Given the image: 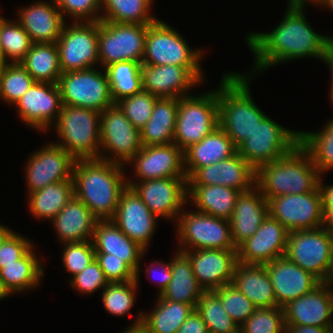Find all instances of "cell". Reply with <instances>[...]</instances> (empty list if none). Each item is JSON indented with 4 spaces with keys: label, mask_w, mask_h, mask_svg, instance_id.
I'll use <instances>...</instances> for the list:
<instances>
[{
    "label": "cell",
    "mask_w": 333,
    "mask_h": 333,
    "mask_svg": "<svg viewBox=\"0 0 333 333\" xmlns=\"http://www.w3.org/2000/svg\"><path fill=\"white\" fill-rule=\"evenodd\" d=\"M158 266L157 267V269L158 268H162V269H158V271L159 270H161V272H160V280H159V295H161V293L168 287V285H169V282L171 281V279H172V272H171V262H169V263H166L165 265H163L162 264V262L160 263V261L158 262H154V263H152V267L150 266L149 267V269H146V272L147 273H149V274H151V273H153L154 272V270H156V269H154L153 270V268H154V266ZM154 274V273H153Z\"/></svg>",
    "instance_id": "56"
},
{
    "label": "cell",
    "mask_w": 333,
    "mask_h": 333,
    "mask_svg": "<svg viewBox=\"0 0 333 333\" xmlns=\"http://www.w3.org/2000/svg\"><path fill=\"white\" fill-rule=\"evenodd\" d=\"M279 307L285 306L317 287L321 282L285 256L265 264Z\"/></svg>",
    "instance_id": "25"
},
{
    "label": "cell",
    "mask_w": 333,
    "mask_h": 333,
    "mask_svg": "<svg viewBox=\"0 0 333 333\" xmlns=\"http://www.w3.org/2000/svg\"><path fill=\"white\" fill-rule=\"evenodd\" d=\"M331 285L329 282H321L311 292L283 306L285 326L333 327Z\"/></svg>",
    "instance_id": "18"
},
{
    "label": "cell",
    "mask_w": 333,
    "mask_h": 333,
    "mask_svg": "<svg viewBox=\"0 0 333 333\" xmlns=\"http://www.w3.org/2000/svg\"><path fill=\"white\" fill-rule=\"evenodd\" d=\"M32 245L29 239L10 229L0 240V269L21 259Z\"/></svg>",
    "instance_id": "52"
},
{
    "label": "cell",
    "mask_w": 333,
    "mask_h": 333,
    "mask_svg": "<svg viewBox=\"0 0 333 333\" xmlns=\"http://www.w3.org/2000/svg\"><path fill=\"white\" fill-rule=\"evenodd\" d=\"M134 163L138 182L157 178L187 177L184 169V152L175 144L142 146L128 162Z\"/></svg>",
    "instance_id": "21"
},
{
    "label": "cell",
    "mask_w": 333,
    "mask_h": 333,
    "mask_svg": "<svg viewBox=\"0 0 333 333\" xmlns=\"http://www.w3.org/2000/svg\"><path fill=\"white\" fill-rule=\"evenodd\" d=\"M153 0H101L105 13L101 21L131 24H153L158 19L151 15Z\"/></svg>",
    "instance_id": "40"
},
{
    "label": "cell",
    "mask_w": 333,
    "mask_h": 333,
    "mask_svg": "<svg viewBox=\"0 0 333 333\" xmlns=\"http://www.w3.org/2000/svg\"><path fill=\"white\" fill-rule=\"evenodd\" d=\"M320 177L318 187L322 197V206H333V185H325Z\"/></svg>",
    "instance_id": "58"
},
{
    "label": "cell",
    "mask_w": 333,
    "mask_h": 333,
    "mask_svg": "<svg viewBox=\"0 0 333 333\" xmlns=\"http://www.w3.org/2000/svg\"><path fill=\"white\" fill-rule=\"evenodd\" d=\"M138 282L136 280L126 282L109 283L102 293V303L107 312L114 316H124L135 305V293Z\"/></svg>",
    "instance_id": "46"
},
{
    "label": "cell",
    "mask_w": 333,
    "mask_h": 333,
    "mask_svg": "<svg viewBox=\"0 0 333 333\" xmlns=\"http://www.w3.org/2000/svg\"><path fill=\"white\" fill-rule=\"evenodd\" d=\"M329 67L332 73V83H331V91H330V97L333 95V39L329 42L326 50V55L323 60Z\"/></svg>",
    "instance_id": "60"
},
{
    "label": "cell",
    "mask_w": 333,
    "mask_h": 333,
    "mask_svg": "<svg viewBox=\"0 0 333 333\" xmlns=\"http://www.w3.org/2000/svg\"><path fill=\"white\" fill-rule=\"evenodd\" d=\"M268 214V200L256 185L239 194L229 220L231 238L236 248L256 233Z\"/></svg>",
    "instance_id": "27"
},
{
    "label": "cell",
    "mask_w": 333,
    "mask_h": 333,
    "mask_svg": "<svg viewBox=\"0 0 333 333\" xmlns=\"http://www.w3.org/2000/svg\"><path fill=\"white\" fill-rule=\"evenodd\" d=\"M65 250L62 254L66 271L73 276L82 272L95 260V249L92 241L64 243Z\"/></svg>",
    "instance_id": "50"
},
{
    "label": "cell",
    "mask_w": 333,
    "mask_h": 333,
    "mask_svg": "<svg viewBox=\"0 0 333 333\" xmlns=\"http://www.w3.org/2000/svg\"><path fill=\"white\" fill-rule=\"evenodd\" d=\"M289 231L270 214L250 238L237 247L238 262L266 264L284 256Z\"/></svg>",
    "instance_id": "22"
},
{
    "label": "cell",
    "mask_w": 333,
    "mask_h": 333,
    "mask_svg": "<svg viewBox=\"0 0 333 333\" xmlns=\"http://www.w3.org/2000/svg\"><path fill=\"white\" fill-rule=\"evenodd\" d=\"M288 3H292V4H305V2H313V3H317L318 0H288Z\"/></svg>",
    "instance_id": "65"
},
{
    "label": "cell",
    "mask_w": 333,
    "mask_h": 333,
    "mask_svg": "<svg viewBox=\"0 0 333 333\" xmlns=\"http://www.w3.org/2000/svg\"><path fill=\"white\" fill-rule=\"evenodd\" d=\"M316 4L320 5L322 7H324V6L329 7L333 11V0H318V2Z\"/></svg>",
    "instance_id": "63"
},
{
    "label": "cell",
    "mask_w": 333,
    "mask_h": 333,
    "mask_svg": "<svg viewBox=\"0 0 333 333\" xmlns=\"http://www.w3.org/2000/svg\"><path fill=\"white\" fill-rule=\"evenodd\" d=\"M141 148L140 130L125 117L117 104L101 112L100 149L106 152H100V159L126 165ZM107 151L113 156H106Z\"/></svg>",
    "instance_id": "12"
},
{
    "label": "cell",
    "mask_w": 333,
    "mask_h": 333,
    "mask_svg": "<svg viewBox=\"0 0 333 333\" xmlns=\"http://www.w3.org/2000/svg\"><path fill=\"white\" fill-rule=\"evenodd\" d=\"M170 261L172 279L161 296L166 300L189 304L195 308L204 290L194 276L189 257L179 251Z\"/></svg>",
    "instance_id": "35"
},
{
    "label": "cell",
    "mask_w": 333,
    "mask_h": 333,
    "mask_svg": "<svg viewBox=\"0 0 333 333\" xmlns=\"http://www.w3.org/2000/svg\"><path fill=\"white\" fill-rule=\"evenodd\" d=\"M15 105L21 120L42 131L57 121L63 106L58 84L44 82H35Z\"/></svg>",
    "instance_id": "20"
},
{
    "label": "cell",
    "mask_w": 333,
    "mask_h": 333,
    "mask_svg": "<svg viewBox=\"0 0 333 333\" xmlns=\"http://www.w3.org/2000/svg\"><path fill=\"white\" fill-rule=\"evenodd\" d=\"M333 327L286 326V333H332Z\"/></svg>",
    "instance_id": "57"
},
{
    "label": "cell",
    "mask_w": 333,
    "mask_h": 333,
    "mask_svg": "<svg viewBox=\"0 0 333 333\" xmlns=\"http://www.w3.org/2000/svg\"><path fill=\"white\" fill-rule=\"evenodd\" d=\"M331 236V253H330V264H329V274L328 282L333 285V232H330Z\"/></svg>",
    "instance_id": "61"
},
{
    "label": "cell",
    "mask_w": 333,
    "mask_h": 333,
    "mask_svg": "<svg viewBox=\"0 0 333 333\" xmlns=\"http://www.w3.org/2000/svg\"><path fill=\"white\" fill-rule=\"evenodd\" d=\"M108 284L109 282L96 259L82 272L72 276L71 279V286L83 294H92L100 288L104 289Z\"/></svg>",
    "instance_id": "53"
},
{
    "label": "cell",
    "mask_w": 333,
    "mask_h": 333,
    "mask_svg": "<svg viewBox=\"0 0 333 333\" xmlns=\"http://www.w3.org/2000/svg\"><path fill=\"white\" fill-rule=\"evenodd\" d=\"M8 64V61H6L4 54L2 52V49L0 47V71L3 69L4 66Z\"/></svg>",
    "instance_id": "64"
},
{
    "label": "cell",
    "mask_w": 333,
    "mask_h": 333,
    "mask_svg": "<svg viewBox=\"0 0 333 333\" xmlns=\"http://www.w3.org/2000/svg\"><path fill=\"white\" fill-rule=\"evenodd\" d=\"M286 14L269 33L247 35L249 49L254 53L255 71H262L281 62L302 57L324 60L331 36L313 31L305 17L306 4L288 3Z\"/></svg>",
    "instance_id": "1"
},
{
    "label": "cell",
    "mask_w": 333,
    "mask_h": 333,
    "mask_svg": "<svg viewBox=\"0 0 333 333\" xmlns=\"http://www.w3.org/2000/svg\"><path fill=\"white\" fill-rule=\"evenodd\" d=\"M63 26L56 42L62 73L93 68L99 63V21Z\"/></svg>",
    "instance_id": "14"
},
{
    "label": "cell",
    "mask_w": 333,
    "mask_h": 333,
    "mask_svg": "<svg viewBox=\"0 0 333 333\" xmlns=\"http://www.w3.org/2000/svg\"><path fill=\"white\" fill-rule=\"evenodd\" d=\"M97 221L89 208L75 196L51 220L61 243L92 241Z\"/></svg>",
    "instance_id": "31"
},
{
    "label": "cell",
    "mask_w": 333,
    "mask_h": 333,
    "mask_svg": "<svg viewBox=\"0 0 333 333\" xmlns=\"http://www.w3.org/2000/svg\"><path fill=\"white\" fill-rule=\"evenodd\" d=\"M179 98H157L148 122L140 129L142 146L174 142Z\"/></svg>",
    "instance_id": "34"
},
{
    "label": "cell",
    "mask_w": 333,
    "mask_h": 333,
    "mask_svg": "<svg viewBox=\"0 0 333 333\" xmlns=\"http://www.w3.org/2000/svg\"><path fill=\"white\" fill-rule=\"evenodd\" d=\"M10 230L7 226H3L0 224V240L4 237V235Z\"/></svg>",
    "instance_id": "66"
},
{
    "label": "cell",
    "mask_w": 333,
    "mask_h": 333,
    "mask_svg": "<svg viewBox=\"0 0 333 333\" xmlns=\"http://www.w3.org/2000/svg\"><path fill=\"white\" fill-rule=\"evenodd\" d=\"M155 216L132 187L127 186L121 193L119 204L112 221L119 229L141 248L147 251L155 232Z\"/></svg>",
    "instance_id": "19"
},
{
    "label": "cell",
    "mask_w": 333,
    "mask_h": 333,
    "mask_svg": "<svg viewBox=\"0 0 333 333\" xmlns=\"http://www.w3.org/2000/svg\"><path fill=\"white\" fill-rule=\"evenodd\" d=\"M183 252L189 257L194 276L204 291L232 283L238 263L237 250L195 249Z\"/></svg>",
    "instance_id": "23"
},
{
    "label": "cell",
    "mask_w": 333,
    "mask_h": 333,
    "mask_svg": "<svg viewBox=\"0 0 333 333\" xmlns=\"http://www.w3.org/2000/svg\"><path fill=\"white\" fill-rule=\"evenodd\" d=\"M213 291L219 296L224 310L239 327L255 312L253 303L232 283Z\"/></svg>",
    "instance_id": "48"
},
{
    "label": "cell",
    "mask_w": 333,
    "mask_h": 333,
    "mask_svg": "<svg viewBox=\"0 0 333 333\" xmlns=\"http://www.w3.org/2000/svg\"><path fill=\"white\" fill-rule=\"evenodd\" d=\"M21 63L36 82L57 84L62 75L56 43H32Z\"/></svg>",
    "instance_id": "38"
},
{
    "label": "cell",
    "mask_w": 333,
    "mask_h": 333,
    "mask_svg": "<svg viewBox=\"0 0 333 333\" xmlns=\"http://www.w3.org/2000/svg\"><path fill=\"white\" fill-rule=\"evenodd\" d=\"M124 165L100 158L76 159L73 167L74 196L98 220H111L122 191L127 187Z\"/></svg>",
    "instance_id": "2"
},
{
    "label": "cell",
    "mask_w": 333,
    "mask_h": 333,
    "mask_svg": "<svg viewBox=\"0 0 333 333\" xmlns=\"http://www.w3.org/2000/svg\"><path fill=\"white\" fill-rule=\"evenodd\" d=\"M148 209L158 218H178L182 206L188 204L187 177L157 178L136 183L127 179Z\"/></svg>",
    "instance_id": "16"
},
{
    "label": "cell",
    "mask_w": 333,
    "mask_h": 333,
    "mask_svg": "<svg viewBox=\"0 0 333 333\" xmlns=\"http://www.w3.org/2000/svg\"><path fill=\"white\" fill-rule=\"evenodd\" d=\"M300 143V131L286 129L265 116L249 137L237 147V153L255 170L287 155Z\"/></svg>",
    "instance_id": "8"
},
{
    "label": "cell",
    "mask_w": 333,
    "mask_h": 333,
    "mask_svg": "<svg viewBox=\"0 0 333 333\" xmlns=\"http://www.w3.org/2000/svg\"><path fill=\"white\" fill-rule=\"evenodd\" d=\"M232 284L244 294L256 308L278 306L271 279L265 264L238 262Z\"/></svg>",
    "instance_id": "32"
},
{
    "label": "cell",
    "mask_w": 333,
    "mask_h": 333,
    "mask_svg": "<svg viewBox=\"0 0 333 333\" xmlns=\"http://www.w3.org/2000/svg\"><path fill=\"white\" fill-rule=\"evenodd\" d=\"M218 90L179 98L174 142L183 152L219 126Z\"/></svg>",
    "instance_id": "7"
},
{
    "label": "cell",
    "mask_w": 333,
    "mask_h": 333,
    "mask_svg": "<svg viewBox=\"0 0 333 333\" xmlns=\"http://www.w3.org/2000/svg\"><path fill=\"white\" fill-rule=\"evenodd\" d=\"M92 242L95 253H106L109 257L122 259L136 273L139 283V262L145 250L128 238L112 220L97 221Z\"/></svg>",
    "instance_id": "28"
},
{
    "label": "cell",
    "mask_w": 333,
    "mask_h": 333,
    "mask_svg": "<svg viewBox=\"0 0 333 333\" xmlns=\"http://www.w3.org/2000/svg\"><path fill=\"white\" fill-rule=\"evenodd\" d=\"M240 193L222 185H188L187 197L198 212L230 220Z\"/></svg>",
    "instance_id": "36"
},
{
    "label": "cell",
    "mask_w": 333,
    "mask_h": 333,
    "mask_svg": "<svg viewBox=\"0 0 333 333\" xmlns=\"http://www.w3.org/2000/svg\"><path fill=\"white\" fill-rule=\"evenodd\" d=\"M239 333H286L283 309L279 306L256 308L239 327Z\"/></svg>",
    "instance_id": "47"
},
{
    "label": "cell",
    "mask_w": 333,
    "mask_h": 333,
    "mask_svg": "<svg viewBox=\"0 0 333 333\" xmlns=\"http://www.w3.org/2000/svg\"><path fill=\"white\" fill-rule=\"evenodd\" d=\"M202 54V50L189 48L181 34L164 21L148 25L142 65L185 67L201 83L203 72L199 61Z\"/></svg>",
    "instance_id": "5"
},
{
    "label": "cell",
    "mask_w": 333,
    "mask_h": 333,
    "mask_svg": "<svg viewBox=\"0 0 333 333\" xmlns=\"http://www.w3.org/2000/svg\"><path fill=\"white\" fill-rule=\"evenodd\" d=\"M177 333H208V330L202 317L194 310L177 330Z\"/></svg>",
    "instance_id": "55"
},
{
    "label": "cell",
    "mask_w": 333,
    "mask_h": 333,
    "mask_svg": "<svg viewBox=\"0 0 333 333\" xmlns=\"http://www.w3.org/2000/svg\"><path fill=\"white\" fill-rule=\"evenodd\" d=\"M58 86L62 104L102 112L114 105L106 72L94 68L62 73Z\"/></svg>",
    "instance_id": "11"
},
{
    "label": "cell",
    "mask_w": 333,
    "mask_h": 333,
    "mask_svg": "<svg viewBox=\"0 0 333 333\" xmlns=\"http://www.w3.org/2000/svg\"><path fill=\"white\" fill-rule=\"evenodd\" d=\"M35 254L32 247L21 259L0 269V279L10 295L31 290L40 284L44 271Z\"/></svg>",
    "instance_id": "37"
},
{
    "label": "cell",
    "mask_w": 333,
    "mask_h": 333,
    "mask_svg": "<svg viewBox=\"0 0 333 333\" xmlns=\"http://www.w3.org/2000/svg\"><path fill=\"white\" fill-rule=\"evenodd\" d=\"M187 184L222 185L245 192L256 185V170L236 152L227 159L198 168Z\"/></svg>",
    "instance_id": "24"
},
{
    "label": "cell",
    "mask_w": 333,
    "mask_h": 333,
    "mask_svg": "<svg viewBox=\"0 0 333 333\" xmlns=\"http://www.w3.org/2000/svg\"><path fill=\"white\" fill-rule=\"evenodd\" d=\"M100 115L92 109L63 105L55 129L64 148L75 159L99 158Z\"/></svg>",
    "instance_id": "6"
},
{
    "label": "cell",
    "mask_w": 333,
    "mask_h": 333,
    "mask_svg": "<svg viewBox=\"0 0 333 333\" xmlns=\"http://www.w3.org/2000/svg\"><path fill=\"white\" fill-rule=\"evenodd\" d=\"M73 196V180L48 184L28 193L29 210L34 217L51 221Z\"/></svg>",
    "instance_id": "39"
},
{
    "label": "cell",
    "mask_w": 333,
    "mask_h": 333,
    "mask_svg": "<svg viewBox=\"0 0 333 333\" xmlns=\"http://www.w3.org/2000/svg\"><path fill=\"white\" fill-rule=\"evenodd\" d=\"M157 98L142 89L116 104L124 112L125 117L140 130L150 119Z\"/></svg>",
    "instance_id": "49"
},
{
    "label": "cell",
    "mask_w": 333,
    "mask_h": 333,
    "mask_svg": "<svg viewBox=\"0 0 333 333\" xmlns=\"http://www.w3.org/2000/svg\"><path fill=\"white\" fill-rule=\"evenodd\" d=\"M143 90L158 98H181L200 82L177 65H141ZM196 84V85H195Z\"/></svg>",
    "instance_id": "26"
},
{
    "label": "cell",
    "mask_w": 333,
    "mask_h": 333,
    "mask_svg": "<svg viewBox=\"0 0 333 333\" xmlns=\"http://www.w3.org/2000/svg\"><path fill=\"white\" fill-rule=\"evenodd\" d=\"M250 74H224L218 90L219 126L237 148L266 116L253 102L249 89Z\"/></svg>",
    "instance_id": "4"
},
{
    "label": "cell",
    "mask_w": 333,
    "mask_h": 333,
    "mask_svg": "<svg viewBox=\"0 0 333 333\" xmlns=\"http://www.w3.org/2000/svg\"><path fill=\"white\" fill-rule=\"evenodd\" d=\"M268 208L269 214L289 232L320 228L324 223L319 187L308 193L271 198Z\"/></svg>",
    "instance_id": "15"
},
{
    "label": "cell",
    "mask_w": 333,
    "mask_h": 333,
    "mask_svg": "<svg viewBox=\"0 0 333 333\" xmlns=\"http://www.w3.org/2000/svg\"><path fill=\"white\" fill-rule=\"evenodd\" d=\"M27 161L25 174L28 193L45 188L48 184L73 180L76 159L55 143L35 151Z\"/></svg>",
    "instance_id": "17"
},
{
    "label": "cell",
    "mask_w": 333,
    "mask_h": 333,
    "mask_svg": "<svg viewBox=\"0 0 333 333\" xmlns=\"http://www.w3.org/2000/svg\"><path fill=\"white\" fill-rule=\"evenodd\" d=\"M300 144L309 152L319 173L333 169V120L320 132H300Z\"/></svg>",
    "instance_id": "43"
},
{
    "label": "cell",
    "mask_w": 333,
    "mask_h": 333,
    "mask_svg": "<svg viewBox=\"0 0 333 333\" xmlns=\"http://www.w3.org/2000/svg\"><path fill=\"white\" fill-rule=\"evenodd\" d=\"M321 176L311 155L299 143L280 159L262 164L256 170V186L269 201L280 195L312 192Z\"/></svg>",
    "instance_id": "3"
},
{
    "label": "cell",
    "mask_w": 333,
    "mask_h": 333,
    "mask_svg": "<svg viewBox=\"0 0 333 333\" xmlns=\"http://www.w3.org/2000/svg\"><path fill=\"white\" fill-rule=\"evenodd\" d=\"M331 236L324 227L289 232L284 256L320 282H328Z\"/></svg>",
    "instance_id": "13"
},
{
    "label": "cell",
    "mask_w": 333,
    "mask_h": 333,
    "mask_svg": "<svg viewBox=\"0 0 333 333\" xmlns=\"http://www.w3.org/2000/svg\"><path fill=\"white\" fill-rule=\"evenodd\" d=\"M35 82L21 62H10L0 71V97L15 105Z\"/></svg>",
    "instance_id": "44"
},
{
    "label": "cell",
    "mask_w": 333,
    "mask_h": 333,
    "mask_svg": "<svg viewBox=\"0 0 333 333\" xmlns=\"http://www.w3.org/2000/svg\"><path fill=\"white\" fill-rule=\"evenodd\" d=\"M65 15L71 16L75 22H96L101 20V0H53Z\"/></svg>",
    "instance_id": "51"
},
{
    "label": "cell",
    "mask_w": 333,
    "mask_h": 333,
    "mask_svg": "<svg viewBox=\"0 0 333 333\" xmlns=\"http://www.w3.org/2000/svg\"><path fill=\"white\" fill-rule=\"evenodd\" d=\"M10 292L6 289V287L3 284V281L0 279V300L6 298L9 296Z\"/></svg>",
    "instance_id": "62"
},
{
    "label": "cell",
    "mask_w": 333,
    "mask_h": 333,
    "mask_svg": "<svg viewBox=\"0 0 333 333\" xmlns=\"http://www.w3.org/2000/svg\"><path fill=\"white\" fill-rule=\"evenodd\" d=\"M19 23L28 33L32 43H56L66 20L55 3L35 2L19 9Z\"/></svg>",
    "instance_id": "29"
},
{
    "label": "cell",
    "mask_w": 333,
    "mask_h": 333,
    "mask_svg": "<svg viewBox=\"0 0 333 333\" xmlns=\"http://www.w3.org/2000/svg\"><path fill=\"white\" fill-rule=\"evenodd\" d=\"M95 259L109 283L136 280V273L122 259L106 253H95Z\"/></svg>",
    "instance_id": "54"
},
{
    "label": "cell",
    "mask_w": 333,
    "mask_h": 333,
    "mask_svg": "<svg viewBox=\"0 0 333 333\" xmlns=\"http://www.w3.org/2000/svg\"><path fill=\"white\" fill-rule=\"evenodd\" d=\"M324 214L323 226L329 231L333 232V206H322Z\"/></svg>",
    "instance_id": "59"
},
{
    "label": "cell",
    "mask_w": 333,
    "mask_h": 333,
    "mask_svg": "<svg viewBox=\"0 0 333 333\" xmlns=\"http://www.w3.org/2000/svg\"><path fill=\"white\" fill-rule=\"evenodd\" d=\"M157 300L153 311L150 314L140 312L135 323L127 330L139 329L141 333H177L195 310L192 305L166 300L161 295H158Z\"/></svg>",
    "instance_id": "30"
},
{
    "label": "cell",
    "mask_w": 333,
    "mask_h": 333,
    "mask_svg": "<svg viewBox=\"0 0 333 333\" xmlns=\"http://www.w3.org/2000/svg\"><path fill=\"white\" fill-rule=\"evenodd\" d=\"M177 221V236H179V243H182V248L180 247L179 251L195 249L237 250L232 242L229 220L196 210L188 213L181 212Z\"/></svg>",
    "instance_id": "10"
},
{
    "label": "cell",
    "mask_w": 333,
    "mask_h": 333,
    "mask_svg": "<svg viewBox=\"0 0 333 333\" xmlns=\"http://www.w3.org/2000/svg\"><path fill=\"white\" fill-rule=\"evenodd\" d=\"M141 65L139 62L122 61L104 68L115 104L143 89Z\"/></svg>",
    "instance_id": "41"
},
{
    "label": "cell",
    "mask_w": 333,
    "mask_h": 333,
    "mask_svg": "<svg viewBox=\"0 0 333 333\" xmlns=\"http://www.w3.org/2000/svg\"><path fill=\"white\" fill-rule=\"evenodd\" d=\"M237 148L231 138L218 126L200 142L184 151L187 179L198 169L233 156Z\"/></svg>",
    "instance_id": "33"
},
{
    "label": "cell",
    "mask_w": 333,
    "mask_h": 333,
    "mask_svg": "<svg viewBox=\"0 0 333 333\" xmlns=\"http://www.w3.org/2000/svg\"><path fill=\"white\" fill-rule=\"evenodd\" d=\"M148 25L150 24L114 23L100 20L99 64L106 68L122 61L142 63Z\"/></svg>",
    "instance_id": "9"
},
{
    "label": "cell",
    "mask_w": 333,
    "mask_h": 333,
    "mask_svg": "<svg viewBox=\"0 0 333 333\" xmlns=\"http://www.w3.org/2000/svg\"><path fill=\"white\" fill-rule=\"evenodd\" d=\"M195 310L206 324L208 333H239V326L224 310L214 291H204Z\"/></svg>",
    "instance_id": "42"
},
{
    "label": "cell",
    "mask_w": 333,
    "mask_h": 333,
    "mask_svg": "<svg viewBox=\"0 0 333 333\" xmlns=\"http://www.w3.org/2000/svg\"><path fill=\"white\" fill-rule=\"evenodd\" d=\"M32 41L19 21L7 20L0 16V47L7 61L21 62L30 50Z\"/></svg>",
    "instance_id": "45"
}]
</instances>
